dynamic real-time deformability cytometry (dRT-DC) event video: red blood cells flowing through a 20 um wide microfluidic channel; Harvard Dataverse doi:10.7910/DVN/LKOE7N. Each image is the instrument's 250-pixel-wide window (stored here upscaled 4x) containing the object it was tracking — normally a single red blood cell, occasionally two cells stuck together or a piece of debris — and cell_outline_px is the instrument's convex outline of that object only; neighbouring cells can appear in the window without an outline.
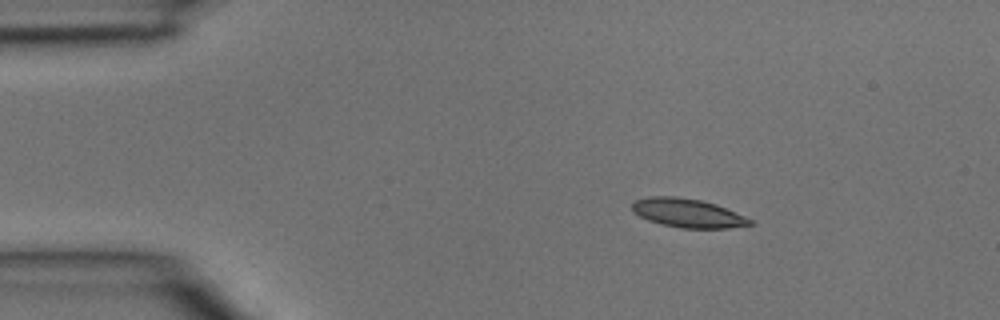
{"species": "common noctule bat (a hibernating species)", "species_latin": "Nyctalus noctula", "temperature_condition": "room temperature", "stored_images_in_passage": 3, "camera_frame_rate_fps": 3000, "um_per_image_px": 0.085, "animal": {"sex": "male", "body_mass_g": 15.6}, "frame": {"image": 1, "passage_image": 1, "time_ms": 0.0, "image_size_px": [1000, 320], "cell_outline_px": [[756, 224], [728, 228], [680, 228], [660, 224], [648, 220], [632, 212], [632, 200], [648, 196], [676, 196], [700, 200], [716, 204], [744, 216], [752, 220]], "centroid_in_image_um": [58.42, 18.1], "position_along_channel_um": 26.6, "area_um2": 19.94}}
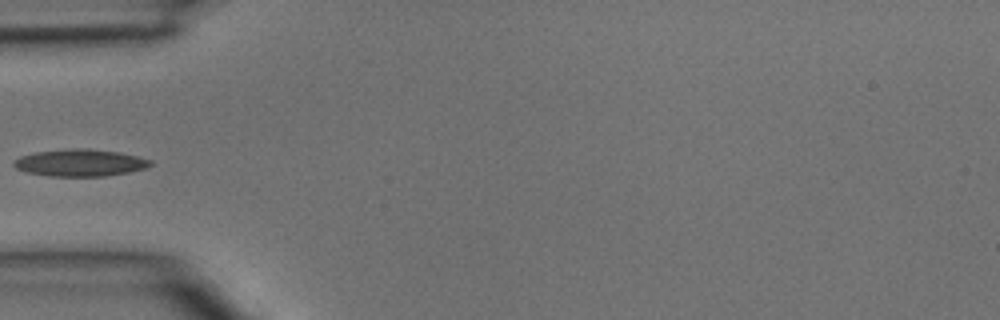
{"frame": {"image": 2, "passage_image": 3, "time_ms": 0.667, "image_size_px": [1000, 320], "cell_outline_px": [[152, 164], [148, 168], [128, 172], [104, 176], [48, 176], [28, 172], [16, 168], [12, 164], [12, 160], [20, 156], [36, 152], [72, 148], [88, 148], [116, 152], [136, 156], [152, 160]], "centroid_in_image_um": [6.79, 13.83], "position_along_channel_um": 78.2, "area_um2": 21.5}}